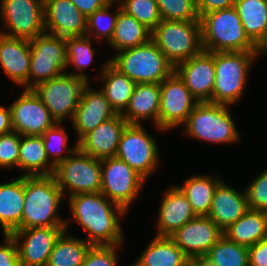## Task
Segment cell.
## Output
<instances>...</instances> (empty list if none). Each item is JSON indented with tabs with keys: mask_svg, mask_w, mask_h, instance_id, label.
<instances>
[{
	"mask_svg": "<svg viewBox=\"0 0 267 266\" xmlns=\"http://www.w3.org/2000/svg\"><path fill=\"white\" fill-rule=\"evenodd\" d=\"M68 201L73 217L65 218L66 232L74 219L86 231V241L92 246L124 244L119 218L126 215L127 211L122 206L101 192L75 194Z\"/></svg>",
	"mask_w": 267,
	"mask_h": 266,
	"instance_id": "6da1fadb",
	"label": "cell"
},
{
	"mask_svg": "<svg viewBox=\"0 0 267 266\" xmlns=\"http://www.w3.org/2000/svg\"><path fill=\"white\" fill-rule=\"evenodd\" d=\"M63 194L53 175L24 176V209L21 229L65 226L58 208Z\"/></svg>",
	"mask_w": 267,
	"mask_h": 266,
	"instance_id": "7a4b0ae2",
	"label": "cell"
},
{
	"mask_svg": "<svg viewBox=\"0 0 267 266\" xmlns=\"http://www.w3.org/2000/svg\"><path fill=\"white\" fill-rule=\"evenodd\" d=\"M202 43L207 52H255L234 7L212 11L200 18Z\"/></svg>",
	"mask_w": 267,
	"mask_h": 266,
	"instance_id": "3957f363",
	"label": "cell"
},
{
	"mask_svg": "<svg viewBox=\"0 0 267 266\" xmlns=\"http://www.w3.org/2000/svg\"><path fill=\"white\" fill-rule=\"evenodd\" d=\"M151 40L174 67L204 51L200 20H161Z\"/></svg>",
	"mask_w": 267,
	"mask_h": 266,
	"instance_id": "277c9868",
	"label": "cell"
},
{
	"mask_svg": "<svg viewBox=\"0 0 267 266\" xmlns=\"http://www.w3.org/2000/svg\"><path fill=\"white\" fill-rule=\"evenodd\" d=\"M230 107L210 102L198 103L182 125L183 134L209 143L227 144L240 141Z\"/></svg>",
	"mask_w": 267,
	"mask_h": 266,
	"instance_id": "5b68a950",
	"label": "cell"
},
{
	"mask_svg": "<svg viewBox=\"0 0 267 266\" xmlns=\"http://www.w3.org/2000/svg\"><path fill=\"white\" fill-rule=\"evenodd\" d=\"M117 53L109 62L136 84L161 83L174 72V66L152 40Z\"/></svg>",
	"mask_w": 267,
	"mask_h": 266,
	"instance_id": "8992f818",
	"label": "cell"
},
{
	"mask_svg": "<svg viewBox=\"0 0 267 266\" xmlns=\"http://www.w3.org/2000/svg\"><path fill=\"white\" fill-rule=\"evenodd\" d=\"M255 52H214L215 80L210 103L233 105L245 90Z\"/></svg>",
	"mask_w": 267,
	"mask_h": 266,
	"instance_id": "52a82bcc",
	"label": "cell"
},
{
	"mask_svg": "<svg viewBox=\"0 0 267 266\" xmlns=\"http://www.w3.org/2000/svg\"><path fill=\"white\" fill-rule=\"evenodd\" d=\"M89 78L67 73L38 84L33 88L57 123L73 119L80 100L89 88Z\"/></svg>",
	"mask_w": 267,
	"mask_h": 266,
	"instance_id": "ba28073f",
	"label": "cell"
},
{
	"mask_svg": "<svg viewBox=\"0 0 267 266\" xmlns=\"http://www.w3.org/2000/svg\"><path fill=\"white\" fill-rule=\"evenodd\" d=\"M101 160L83 153L77 148L69 157L61 161L54 170V178L64 196L79 193L101 192Z\"/></svg>",
	"mask_w": 267,
	"mask_h": 266,
	"instance_id": "9c48e42d",
	"label": "cell"
},
{
	"mask_svg": "<svg viewBox=\"0 0 267 266\" xmlns=\"http://www.w3.org/2000/svg\"><path fill=\"white\" fill-rule=\"evenodd\" d=\"M30 71L28 89L66 73L67 52L65 37L49 33L30 40Z\"/></svg>",
	"mask_w": 267,
	"mask_h": 266,
	"instance_id": "30bf717a",
	"label": "cell"
},
{
	"mask_svg": "<svg viewBox=\"0 0 267 266\" xmlns=\"http://www.w3.org/2000/svg\"><path fill=\"white\" fill-rule=\"evenodd\" d=\"M101 168V193L128 211L146 180L116 156L102 159Z\"/></svg>",
	"mask_w": 267,
	"mask_h": 266,
	"instance_id": "8fae6325",
	"label": "cell"
},
{
	"mask_svg": "<svg viewBox=\"0 0 267 266\" xmlns=\"http://www.w3.org/2000/svg\"><path fill=\"white\" fill-rule=\"evenodd\" d=\"M156 140L143 125L128 124L124 129L116 157L126 162L145 180L155 171L159 162Z\"/></svg>",
	"mask_w": 267,
	"mask_h": 266,
	"instance_id": "7c38bea8",
	"label": "cell"
},
{
	"mask_svg": "<svg viewBox=\"0 0 267 266\" xmlns=\"http://www.w3.org/2000/svg\"><path fill=\"white\" fill-rule=\"evenodd\" d=\"M0 20L6 36L34 39L45 33L44 0H0Z\"/></svg>",
	"mask_w": 267,
	"mask_h": 266,
	"instance_id": "4fadbf2b",
	"label": "cell"
},
{
	"mask_svg": "<svg viewBox=\"0 0 267 266\" xmlns=\"http://www.w3.org/2000/svg\"><path fill=\"white\" fill-rule=\"evenodd\" d=\"M198 103L185 83L173 72L160 83L158 130L166 131L183 125Z\"/></svg>",
	"mask_w": 267,
	"mask_h": 266,
	"instance_id": "5bb4252c",
	"label": "cell"
},
{
	"mask_svg": "<svg viewBox=\"0 0 267 266\" xmlns=\"http://www.w3.org/2000/svg\"><path fill=\"white\" fill-rule=\"evenodd\" d=\"M9 107L13 131L21 136H42L57 123L33 89H24Z\"/></svg>",
	"mask_w": 267,
	"mask_h": 266,
	"instance_id": "9a60e30c",
	"label": "cell"
},
{
	"mask_svg": "<svg viewBox=\"0 0 267 266\" xmlns=\"http://www.w3.org/2000/svg\"><path fill=\"white\" fill-rule=\"evenodd\" d=\"M64 231L65 226H51L12 232L10 235L18 248L20 266H46L56 240Z\"/></svg>",
	"mask_w": 267,
	"mask_h": 266,
	"instance_id": "2e32d148",
	"label": "cell"
},
{
	"mask_svg": "<svg viewBox=\"0 0 267 266\" xmlns=\"http://www.w3.org/2000/svg\"><path fill=\"white\" fill-rule=\"evenodd\" d=\"M223 236V231L208 216H196L170 238L190 258H203Z\"/></svg>",
	"mask_w": 267,
	"mask_h": 266,
	"instance_id": "e0dca14e",
	"label": "cell"
},
{
	"mask_svg": "<svg viewBox=\"0 0 267 266\" xmlns=\"http://www.w3.org/2000/svg\"><path fill=\"white\" fill-rule=\"evenodd\" d=\"M174 72L199 102H211L215 80L214 52L203 51L177 64Z\"/></svg>",
	"mask_w": 267,
	"mask_h": 266,
	"instance_id": "ac0fdd59",
	"label": "cell"
},
{
	"mask_svg": "<svg viewBox=\"0 0 267 266\" xmlns=\"http://www.w3.org/2000/svg\"><path fill=\"white\" fill-rule=\"evenodd\" d=\"M44 27L56 36H83L87 18L70 0H44Z\"/></svg>",
	"mask_w": 267,
	"mask_h": 266,
	"instance_id": "d6986e66",
	"label": "cell"
},
{
	"mask_svg": "<svg viewBox=\"0 0 267 266\" xmlns=\"http://www.w3.org/2000/svg\"><path fill=\"white\" fill-rule=\"evenodd\" d=\"M127 125L128 122L117 113L86 134L78 142V148L100 160L116 156L121 135Z\"/></svg>",
	"mask_w": 267,
	"mask_h": 266,
	"instance_id": "ffe728a7",
	"label": "cell"
},
{
	"mask_svg": "<svg viewBox=\"0 0 267 266\" xmlns=\"http://www.w3.org/2000/svg\"><path fill=\"white\" fill-rule=\"evenodd\" d=\"M159 208L155 235L159 237L172 236L184 224L196 217L190 202L176 185L170 186L164 192Z\"/></svg>",
	"mask_w": 267,
	"mask_h": 266,
	"instance_id": "44dd1931",
	"label": "cell"
},
{
	"mask_svg": "<svg viewBox=\"0 0 267 266\" xmlns=\"http://www.w3.org/2000/svg\"><path fill=\"white\" fill-rule=\"evenodd\" d=\"M116 114L100 89L95 90L90 86L86 90L84 97L80 100L71 121L76 130L77 143L86 134Z\"/></svg>",
	"mask_w": 267,
	"mask_h": 266,
	"instance_id": "7402d4cb",
	"label": "cell"
},
{
	"mask_svg": "<svg viewBox=\"0 0 267 266\" xmlns=\"http://www.w3.org/2000/svg\"><path fill=\"white\" fill-rule=\"evenodd\" d=\"M30 59V40L0 33V66L7 77L25 89H28Z\"/></svg>",
	"mask_w": 267,
	"mask_h": 266,
	"instance_id": "603a6c76",
	"label": "cell"
},
{
	"mask_svg": "<svg viewBox=\"0 0 267 266\" xmlns=\"http://www.w3.org/2000/svg\"><path fill=\"white\" fill-rule=\"evenodd\" d=\"M246 193L221 182L214 193L208 217L224 231L248 211Z\"/></svg>",
	"mask_w": 267,
	"mask_h": 266,
	"instance_id": "cb8c5ba5",
	"label": "cell"
},
{
	"mask_svg": "<svg viewBox=\"0 0 267 266\" xmlns=\"http://www.w3.org/2000/svg\"><path fill=\"white\" fill-rule=\"evenodd\" d=\"M159 106L160 83H139L121 115L128 124L141 125L142 120L152 119L158 129Z\"/></svg>",
	"mask_w": 267,
	"mask_h": 266,
	"instance_id": "d4e9b609",
	"label": "cell"
},
{
	"mask_svg": "<svg viewBox=\"0 0 267 266\" xmlns=\"http://www.w3.org/2000/svg\"><path fill=\"white\" fill-rule=\"evenodd\" d=\"M24 209V176L0 184V224L3 235L21 229Z\"/></svg>",
	"mask_w": 267,
	"mask_h": 266,
	"instance_id": "484cf974",
	"label": "cell"
},
{
	"mask_svg": "<svg viewBox=\"0 0 267 266\" xmlns=\"http://www.w3.org/2000/svg\"><path fill=\"white\" fill-rule=\"evenodd\" d=\"M18 169L23 176H51L55 166L49 161L42 136H21Z\"/></svg>",
	"mask_w": 267,
	"mask_h": 266,
	"instance_id": "4316f807",
	"label": "cell"
},
{
	"mask_svg": "<svg viewBox=\"0 0 267 266\" xmlns=\"http://www.w3.org/2000/svg\"><path fill=\"white\" fill-rule=\"evenodd\" d=\"M104 63L101 71L103 86L100 91L115 112L121 114L128 106L136 83L116 69L109 60Z\"/></svg>",
	"mask_w": 267,
	"mask_h": 266,
	"instance_id": "83f0119b",
	"label": "cell"
},
{
	"mask_svg": "<svg viewBox=\"0 0 267 266\" xmlns=\"http://www.w3.org/2000/svg\"><path fill=\"white\" fill-rule=\"evenodd\" d=\"M152 239L132 266H188L190 258L170 237Z\"/></svg>",
	"mask_w": 267,
	"mask_h": 266,
	"instance_id": "f1b7e54d",
	"label": "cell"
},
{
	"mask_svg": "<svg viewBox=\"0 0 267 266\" xmlns=\"http://www.w3.org/2000/svg\"><path fill=\"white\" fill-rule=\"evenodd\" d=\"M151 34L150 29L123 11L118 4L113 36L108 42L115 52L146 44L151 40Z\"/></svg>",
	"mask_w": 267,
	"mask_h": 266,
	"instance_id": "f546056e",
	"label": "cell"
},
{
	"mask_svg": "<svg viewBox=\"0 0 267 266\" xmlns=\"http://www.w3.org/2000/svg\"><path fill=\"white\" fill-rule=\"evenodd\" d=\"M223 235L228 240L247 247L256 244L267 237V212L248 209L242 217L223 231Z\"/></svg>",
	"mask_w": 267,
	"mask_h": 266,
	"instance_id": "4dcf8cb0",
	"label": "cell"
},
{
	"mask_svg": "<svg viewBox=\"0 0 267 266\" xmlns=\"http://www.w3.org/2000/svg\"><path fill=\"white\" fill-rule=\"evenodd\" d=\"M222 182L220 176L192 175L184 184L177 185L191 204L196 216H207L217 186Z\"/></svg>",
	"mask_w": 267,
	"mask_h": 266,
	"instance_id": "1f68e13d",
	"label": "cell"
},
{
	"mask_svg": "<svg viewBox=\"0 0 267 266\" xmlns=\"http://www.w3.org/2000/svg\"><path fill=\"white\" fill-rule=\"evenodd\" d=\"M233 7L246 34L257 44L267 33V0H236Z\"/></svg>",
	"mask_w": 267,
	"mask_h": 266,
	"instance_id": "d6a6232c",
	"label": "cell"
},
{
	"mask_svg": "<svg viewBox=\"0 0 267 266\" xmlns=\"http://www.w3.org/2000/svg\"><path fill=\"white\" fill-rule=\"evenodd\" d=\"M91 244L64 231L56 240L46 266H82Z\"/></svg>",
	"mask_w": 267,
	"mask_h": 266,
	"instance_id": "836d02e7",
	"label": "cell"
},
{
	"mask_svg": "<svg viewBox=\"0 0 267 266\" xmlns=\"http://www.w3.org/2000/svg\"><path fill=\"white\" fill-rule=\"evenodd\" d=\"M203 259L212 266H249L248 247L230 241L223 235Z\"/></svg>",
	"mask_w": 267,
	"mask_h": 266,
	"instance_id": "e575fe53",
	"label": "cell"
},
{
	"mask_svg": "<svg viewBox=\"0 0 267 266\" xmlns=\"http://www.w3.org/2000/svg\"><path fill=\"white\" fill-rule=\"evenodd\" d=\"M66 41V52H67V67L71 64L75 66L79 72H70L67 74L85 77L88 76L83 73L84 69L92 64L93 57L95 54V48H92V39L87 36H69L65 37Z\"/></svg>",
	"mask_w": 267,
	"mask_h": 266,
	"instance_id": "d590c367",
	"label": "cell"
},
{
	"mask_svg": "<svg viewBox=\"0 0 267 266\" xmlns=\"http://www.w3.org/2000/svg\"><path fill=\"white\" fill-rule=\"evenodd\" d=\"M116 3L117 0H110L106 5L96 10L87 18L86 35L90 38H96V41L99 44H101V40H106L109 42L113 36L116 19L118 16V7L114 14L109 13V10L113 5L115 6Z\"/></svg>",
	"mask_w": 267,
	"mask_h": 266,
	"instance_id": "8d00e7d4",
	"label": "cell"
},
{
	"mask_svg": "<svg viewBox=\"0 0 267 266\" xmlns=\"http://www.w3.org/2000/svg\"><path fill=\"white\" fill-rule=\"evenodd\" d=\"M62 124L56 123L42 134L47 157L55 167L78 148L77 142L74 147L68 146V135ZM63 152H66L67 155H64Z\"/></svg>",
	"mask_w": 267,
	"mask_h": 266,
	"instance_id": "74e56055",
	"label": "cell"
},
{
	"mask_svg": "<svg viewBox=\"0 0 267 266\" xmlns=\"http://www.w3.org/2000/svg\"><path fill=\"white\" fill-rule=\"evenodd\" d=\"M121 9L153 31L161 22L155 0H117Z\"/></svg>",
	"mask_w": 267,
	"mask_h": 266,
	"instance_id": "f35d334b",
	"label": "cell"
},
{
	"mask_svg": "<svg viewBox=\"0 0 267 266\" xmlns=\"http://www.w3.org/2000/svg\"><path fill=\"white\" fill-rule=\"evenodd\" d=\"M162 20H200L196 0H155Z\"/></svg>",
	"mask_w": 267,
	"mask_h": 266,
	"instance_id": "ab89813d",
	"label": "cell"
},
{
	"mask_svg": "<svg viewBox=\"0 0 267 266\" xmlns=\"http://www.w3.org/2000/svg\"><path fill=\"white\" fill-rule=\"evenodd\" d=\"M245 193L249 209L267 212V169L251 181Z\"/></svg>",
	"mask_w": 267,
	"mask_h": 266,
	"instance_id": "60d3db41",
	"label": "cell"
},
{
	"mask_svg": "<svg viewBox=\"0 0 267 266\" xmlns=\"http://www.w3.org/2000/svg\"><path fill=\"white\" fill-rule=\"evenodd\" d=\"M20 139L15 131L0 135V168H18Z\"/></svg>",
	"mask_w": 267,
	"mask_h": 266,
	"instance_id": "b9f144b4",
	"label": "cell"
},
{
	"mask_svg": "<svg viewBox=\"0 0 267 266\" xmlns=\"http://www.w3.org/2000/svg\"><path fill=\"white\" fill-rule=\"evenodd\" d=\"M122 246L123 245L91 246L82 266H117V249L122 248Z\"/></svg>",
	"mask_w": 267,
	"mask_h": 266,
	"instance_id": "7bdbcfd3",
	"label": "cell"
},
{
	"mask_svg": "<svg viewBox=\"0 0 267 266\" xmlns=\"http://www.w3.org/2000/svg\"><path fill=\"white\" fill-rule=\"evenodd\" d=\"M0 244V266H20L18 248L11 235H4Z\"/></svg>",
	"mask_w": 267,
	"mask_h": 266,
	"instance_id": "ee69618b",
	"label": "cell"
},
{
	"mask_svg": "<svg viewBox=\"0 0 267 266\" xmlns=\"http://www.w3.org/2000/svg\"><path fill=\"white\" fill-rule=\"evenodd\" d=\"M249 266H267V237L248 247Z\"/></svg>",
	"mask_w": 267,
	"mask_h": 266,
	"instance_id": "f6af8a7d",
	"label": "cell"
},
{
	"mask_svg": "<svg viewBox=\"0 0 267 266\" xmlns=\"http://www.w3.org/2000/svg\"><path fill=\"white\" fill-rule=\"evenodd\" d=\"M236 0H196L199 17L212 11L228 9L234 6Z\"/></svg>",
	"mask_w": 267,
	"mask_h": 266,
	"instance_id": "bcb514c9",
	"label": "cell"
},
{
	"mask_svg": "<svg viewBox=\"0 0 267 266\" xmlns=\"http://www.w3.org/2000/svg\"><path fill=\"white\" fill-rule=\"evenodd\" d=\"M77 9L88 18L96 10L102 8L110 0H70Z\"/></svg>",
	"mask_w": 267,
	"mask_h": 266,
	"instance_id": "7dc6e473",
	"label": "cell"
},
{
	"mask_svg": "<svg viewBox=\"0 0 267 266\" xmlns=\"http://www.w3.org/2000/svg\"><path fill=\"white\" fill-rule=\"evenodd\" d=\"M13 131L11 110L8 106L6 109L4 106H0V135L7 134Z\"/></svg>",
	"mask_w": 267,
	"mask_h": 266,
	"instance_id": "c3c4849f",
	"label": "cell"
},
{
	"mask_svg": "<svg viewBox=\"0 0 267 266\" xmlns=\"http://www.w3.org/2000/svg\"><path fill=\"white\" fill-rule=\"evenodd\" d=\"M264 54L267 56V33L264 37L256 44L255 55L258 58V55Z\"/></svg>",
	"mask_w": 267,
	"mask_h": 266,
	"instance_id": "681fc988",
	"label": "cell"
},
{
	"mask_svg": "<svg viewBox=\"0 0 267 266\" xmlns=\"http://www.w3.org/2000/svg\"><path fill=\"white\" fill-rule=\"evenodd\" d=\"M188 266H212L203 258H193L189 260Z\"/></svg>",
	"mask_w": 267,
	"mask_h": 266,
	"instance_id": "f907efd6",
	"label": "cell"
}]
</instances>
